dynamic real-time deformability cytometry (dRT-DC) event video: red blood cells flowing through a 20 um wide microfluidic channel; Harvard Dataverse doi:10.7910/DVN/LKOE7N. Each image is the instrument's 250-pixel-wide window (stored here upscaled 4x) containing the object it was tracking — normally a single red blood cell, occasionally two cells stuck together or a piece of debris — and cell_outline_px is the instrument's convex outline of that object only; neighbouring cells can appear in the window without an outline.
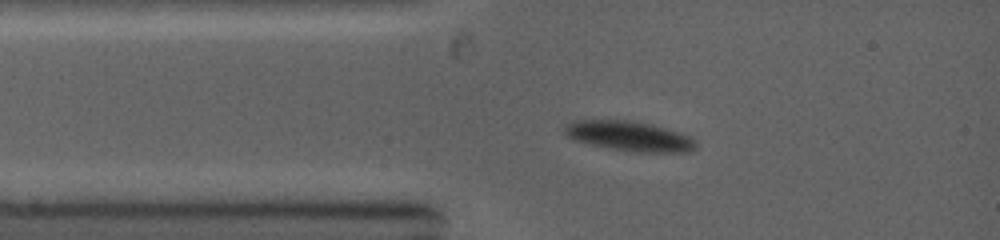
{"species": "common noctule bat (a hibernating species)", "species_latin": "Nyctalus noctula", "temperature_condition": "warm", "stored_images_in_passage": 46, "camera_frame_rate_fps": 5000, "um_per_image_px": 0.085, "animal": {"sex": "female", "body_mass_g": 19.0, "forearm_length_mm": 53.3}, "frame": {"image": 1, "passage_image": 1, "time_ms": 0.0, "image_size_px": [1000, 240], "cell_outline_px": [[696, 148], [688, 152], [636, 152], [608, 148], [576, 140], [568, 136], [564, 132], [564, 128], [572, 120], [628, 120], [652, 124], [680, 132], [696, 140]], "centroid_in_image_um": [53.52, 11.57], "position_along_channel_um": 31.5, "area_um2": 22.77}}
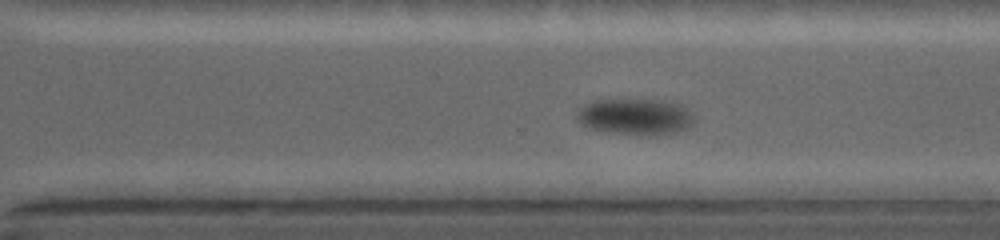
{"frame": {"image": 2, "passage_image": 26, "time_ms": 7.2, "image_size_px": [1000, 240], "cell_outline_px": [[692, 124], [688, 128], [676, 132], [652, 136], [640, 136], [604, 132], [588, 128], [576, 116], [576, 112], [584, 104], [596, 100], [660, 100], [680, 104], [688, 108], [692, 116]], "centroid_in_image_um": [54.0, 9.94], "position_along_channel_um": 316.6, "area_um2": 24.97}}
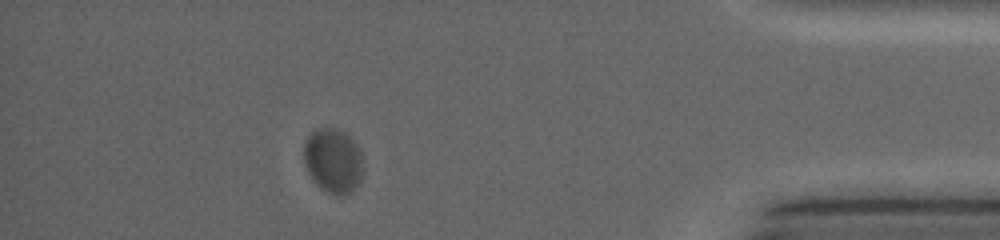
{"frame": {"image": 3, "passage_image": 38, "time_ms": 10.6, "image_size_px": [1000, 240], "cell_outline_px": [[364, 164], [360, 180], [344, 196], [328, 192], [320, 188], [316, 184], [308, 172], [304, 164], [304, 140], [316, 128], [336, 128], [344, 132], [360, 148]], "centroid_in_image_um": [28.31, 13.63], "position_along_channel_um": 406.9, "area_um2": 22.31}}